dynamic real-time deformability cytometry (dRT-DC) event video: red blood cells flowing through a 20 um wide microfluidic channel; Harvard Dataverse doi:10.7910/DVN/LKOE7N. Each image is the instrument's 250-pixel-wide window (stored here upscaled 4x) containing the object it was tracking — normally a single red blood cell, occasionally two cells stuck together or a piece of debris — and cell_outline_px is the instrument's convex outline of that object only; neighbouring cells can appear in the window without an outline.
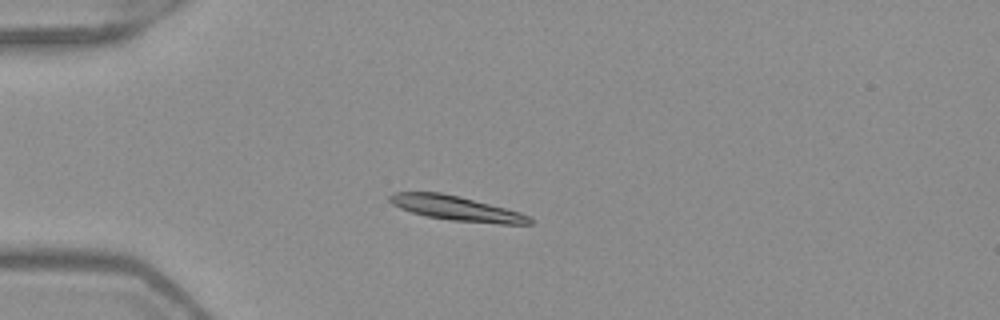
{"species": "Egyptian fruit bat (a non-hibernating species)", "species_latin": "Rousettus aegyptiacus", "temperature_condition": "warm", "stored_images_in_passage": 39, "camera_frame_rate_fps": 3000, "um_per_image_px": 0.085, "frame": {"image": 1, "passage_image": 1, "time_ms": 0.0, "image_size_px": [1000, 320], "cell_outline_px": [[532, 224], [500, 224], [452, 220], [428, 216], [412, 212], [400, 208], [392, 204], [388, 200], [388, 196], [396, 192], [440, 192], [460, 196], [520, 212], [528, 216], [532, 220]], "centroid_in_image_um": [38.78, 17.7], "position_along_channel_um": 46.2, "area_um2": 19.88}}
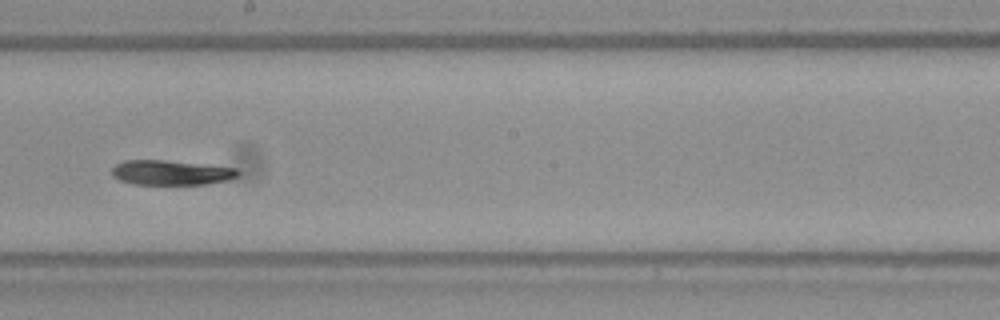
{"frame": {"image": 2, "passage_image": 17, "time_ms": 5.333, "image_size_px": [1000, 320], "cell_outline_px": [[240, 176], [228, 180], [208, 184], [132, 184], [120, 180], [112, 176], [112, 168], [116, 164], [124, 160], [164, 160], [208, 164], [236, 168], [240, 172]], "centroid_in_image_um": [14.58, 14.66], "position_along_channel_um": 233.6, "area_um2": 18.44}}
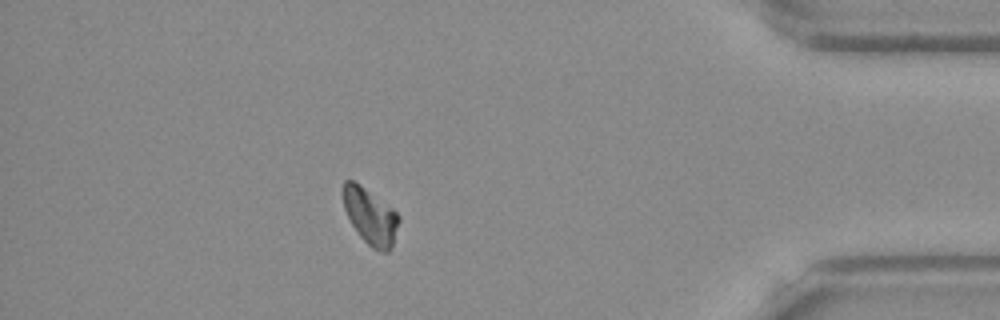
{"frame": {"image": 3, "passage_image": 33, "time_ms": 10.667, "image_size_px": [1000, 320], "cell_outline_px": [[400, 220], [392, 248], [388, 252], [384, 252], [372, 248], [360, 236], [352, 224], [344, 208], [340, 192], [340, 188], [344, 180], [352, 180], [360, 184], [392, 208], [400, 216]], "centroid_in_image_um": [31.45, 18.36], "position_along_channel_um": 403.7, "area_um2": 18.44}}